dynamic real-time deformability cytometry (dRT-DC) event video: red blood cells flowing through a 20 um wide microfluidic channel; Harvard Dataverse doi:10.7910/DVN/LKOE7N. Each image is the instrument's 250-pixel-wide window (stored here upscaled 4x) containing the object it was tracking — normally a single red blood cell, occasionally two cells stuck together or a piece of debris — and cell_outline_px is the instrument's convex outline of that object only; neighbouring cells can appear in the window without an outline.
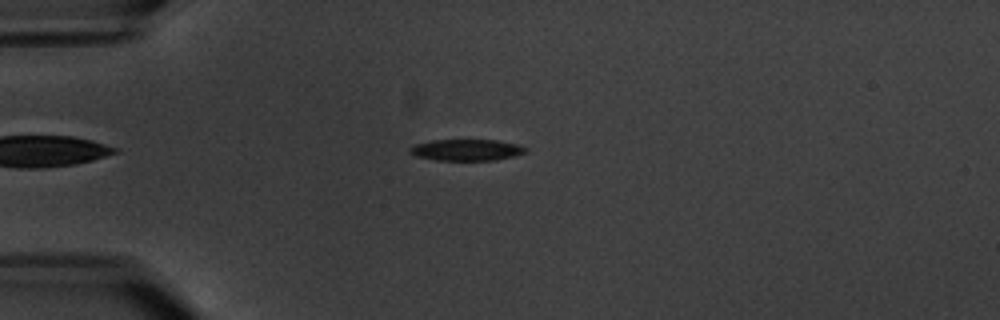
{"species": "common noctule bat (a hibernating species)", "species_latin": "Nyctalus noctula", "temperature_condition": "warm", "stored_images_in_passage": 5, "camera_frame_rate_fps": 3000, "um_per_image_px": 0.085, "animal": {"sex": "male", "body_mass_g": 20.1, "forearm_length_mm": 53.5}, "frame": {"image": 1, "passage_image": 5, "time_ms": 4.667, "image_size_px": [1000, 320], "cell_outline_px": [[528, 148], [524, 152], [512, 156], [496, 160], [436, 160], [416, 156], [408, 152], [408, 148], [416, 144], [432, 140], [496, 140], [516, 144]], "centroid_in_image_um": [39.6, 12.74], "position_along_channel_um": 45.4, "area_um2": 14.28}}